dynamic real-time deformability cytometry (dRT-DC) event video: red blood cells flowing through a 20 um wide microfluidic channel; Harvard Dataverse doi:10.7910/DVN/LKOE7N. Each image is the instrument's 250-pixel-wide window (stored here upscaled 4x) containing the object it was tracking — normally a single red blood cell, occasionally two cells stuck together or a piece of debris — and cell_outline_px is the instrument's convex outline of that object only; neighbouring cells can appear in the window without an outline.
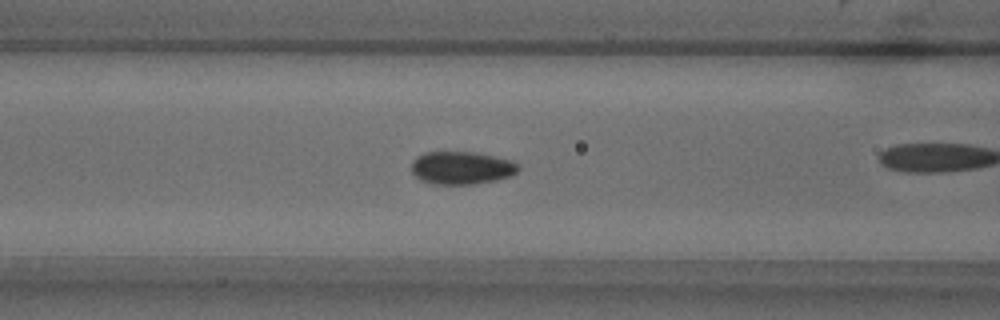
{"species": "common noctule bat (a hibernating species)", "species_latin": "Nyctalus noctula", "temperature_condition": "warm", "stored_images_in_passage": 39, "camera_frame_rate_fps": 3000, "um_per_image_px": 0.085, "animal": {"sex": "male", "body_mass_g": 18.8}, "frame": {"image": 1, "passage_image": 6, "time_ms": 1.667, "image_size_px": [1000, 320], "cell_outline_px": [[520, 168], [512, 176], [496, 180], [472, 184], [432, 184], [420, 180], [412, 172], [412, 160], [416, 156], [424, 152], [476, 152], [496, 156], [512, 160], [520, 164]], "centroid_in_image_um": [39.25, 14.26], "position_along_channel_um": 127.3, "area_um2": 20.75}}
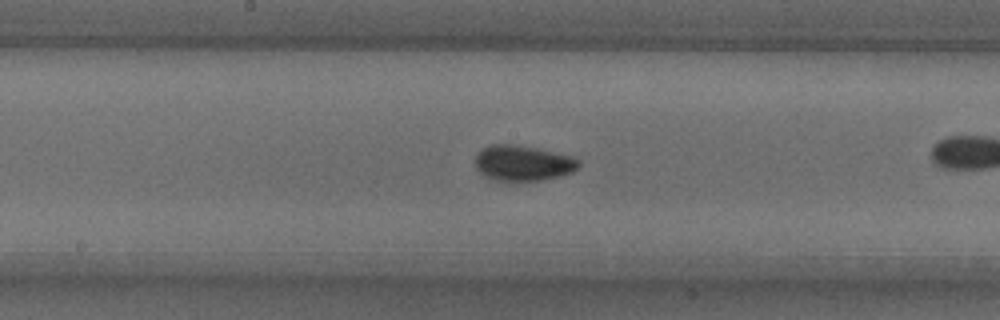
{"frame": {"image": 2, "passage_image": 12, "time_ms": 3.667, "image_size_px": [1000, 320], "cell_outline_px": [[580, 164], [572, 172], [560, 176], [540, 180], [496, 180], [480, 172], [476, 168], [476, 156], [484, 148], [492, 144], [512, 144], [536, 148], [572, 156], [580, 160]], "centroid_in_image_um": [44.48, 13.85], "position_along_channel_um": 203.7, "area_um2": 20.98}}
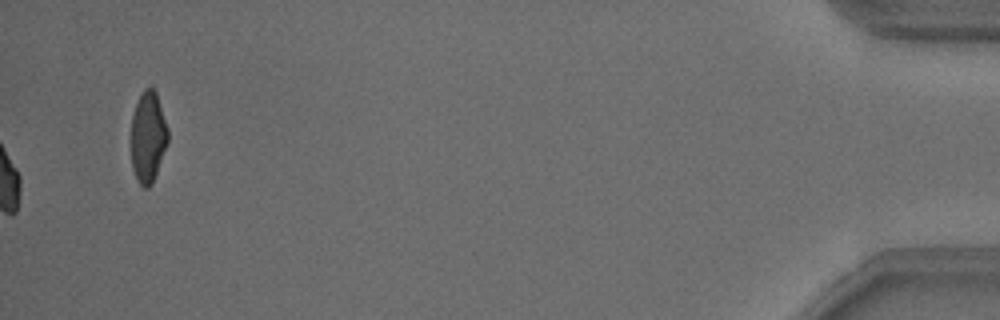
{"frame": {"image": 3, "passage_image": 39, "time_ms": 12.667, "image_size_px": [1000, 320], "cell_outline_px": [[168, 144], [152, 184], [148, 188], [144, 188], [136, 180], [132, 168], [132, 116], [136, 104], [144, 88], [152, 88], [156, 92], [168, 128]], "centroid_in_image_um": [12.6, 11.68], "position_along_channel_um": 422.6, "area_um2": 19.48}, "authors_computed_cell_mechanics": {"area_um2": 20.4612, "velocity_mm_per_s": 3.8178, "shape_relaxation_time_tau1_ms": 2.344, "shape_relaxation_time_tau2_ms": null, "deformation_change_tau1": 0.0742, "deformation_change_tau2": null}}